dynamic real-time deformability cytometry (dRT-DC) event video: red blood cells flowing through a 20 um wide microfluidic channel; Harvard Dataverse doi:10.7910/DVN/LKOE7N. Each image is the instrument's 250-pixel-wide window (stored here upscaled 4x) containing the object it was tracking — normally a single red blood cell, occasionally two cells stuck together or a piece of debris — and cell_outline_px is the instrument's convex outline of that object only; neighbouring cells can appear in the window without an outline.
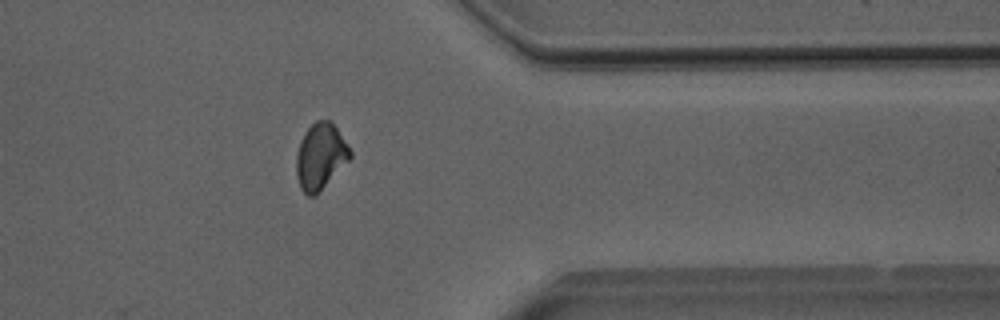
{"species": "Egyptian fruit bat (a non-hibernating species)", "species_latin": "Rousettus aegyptiacus", "temperature_condition": "room temperature", "stored_images_in_passage": 46, "camera_frame_rate_fps": 3000, "um_per_image_px": 0.085, "animal": {"sex": "male"}, "frame": {"image": 1, "passage_image": 40, "time_ms": 13.0, "image_size_px": [1000, 320], "cell_outline_px": [[352, 156], [312, 196], [308, 196], [300, 188], [296, 176], [296, 156], [300, 140], [304, 132], [316, 120], [332, 120], [352, 152]], "centroid_in_image_um": [27.21, 13.22], "position_along_channel_um": 384.2, "area_um2": 20.23}}